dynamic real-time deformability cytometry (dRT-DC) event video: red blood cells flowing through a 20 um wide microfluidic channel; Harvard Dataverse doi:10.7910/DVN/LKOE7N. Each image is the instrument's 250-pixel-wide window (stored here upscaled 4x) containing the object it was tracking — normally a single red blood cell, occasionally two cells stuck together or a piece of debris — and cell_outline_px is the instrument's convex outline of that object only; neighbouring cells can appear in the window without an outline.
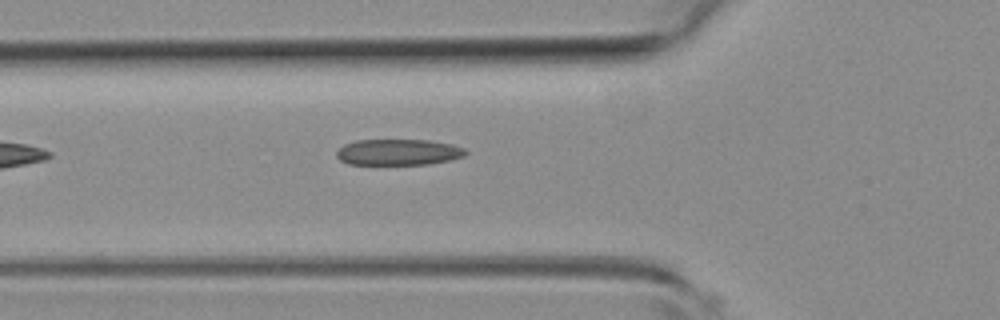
{"species": "common noctule bat (a hibernating species)", "species_latin": "Nyctalus noctula", "temperature_condition": "room temperature", "stored_images_in_passage": 3, "camera_frame_rate_fps": 3000, "um_per_image_px": 0.085, "animal": {"sex": "female", "body_mass_g": 19.3, "forearm_length_mm": 54.1}, "frame": {"image": 1, "passage_image": 3, "time_ms": 0.667, "image_size_px": [1000, 320], "cell_outline_px": [[468, 152], [464, 156], [448, 160], [428, 164], [348, 164], [340, 160], [336, 156], [336, 152], [344, 144], [356, 140], [428, 140], [452, 144], [464, 148]], "centroid_in_image_um": [33.85, 12.93], "position_along_channel_um": 92.0, "area_um2": 19.54}}